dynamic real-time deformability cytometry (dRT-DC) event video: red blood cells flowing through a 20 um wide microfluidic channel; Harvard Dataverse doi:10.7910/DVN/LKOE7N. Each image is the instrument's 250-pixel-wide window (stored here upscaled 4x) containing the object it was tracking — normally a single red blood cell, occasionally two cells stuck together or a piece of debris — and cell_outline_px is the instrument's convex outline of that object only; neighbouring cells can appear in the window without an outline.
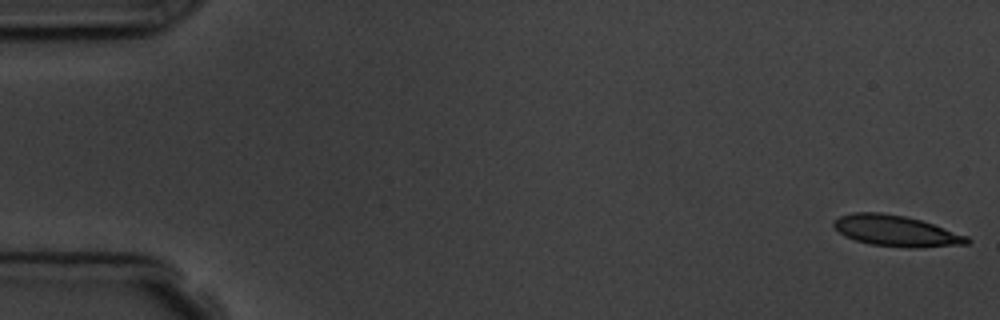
{"species": "common noctule bat (a hibernating species)", "species_latin": "Nyctalus noctula", "temperature_condition": "room temperature", "stored_images_in_passage": 5, "camera_frame_rate_fps": 3000, "um_per_image_px": 0.085, "animal": {"sex": "male", "body_mass_g": 19.5, "forearm_length_mm": 54.6}, "frame": {"image": 1, "passage_image": 1, "time_ms": 0.0, "image_size_px": [1000, 320], "cell_outline_px": [[972, 240], [968, 244], [924, 248], [908, 248], [872, 244], [856, 240], [844, 236], [832, 224], [840, 216], [852, 212], [880, 212], [904, 216], [920, 220], [968, 236]], "centroid_in_image_um": [76.2, 19.63], "position_along_channel_um": 8.8, "area_um2": 23.99}}
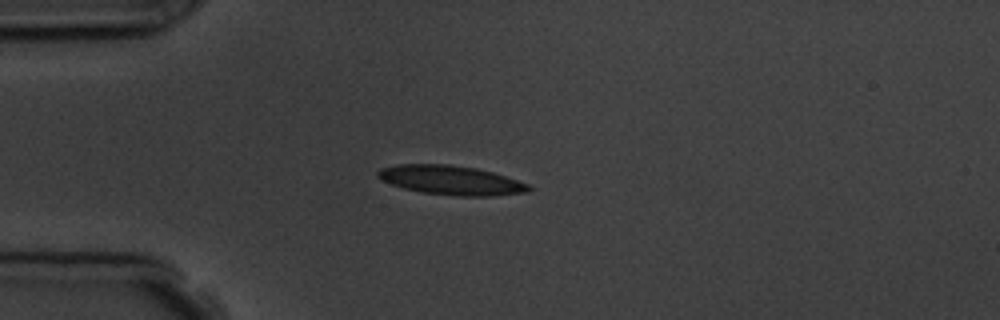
{"frame": {"image": 2, "passage_image": 5, "time_ms": 4.333, "image_size_px": [1000, 320], "cell_outline_px": [[532, 188], [528, 192], [492, 196], [456, 196], [420, 192], [404, 188], [392, 184], [376, 176], [376, 172], [380, 168], [396, 164], [448, 164], [476, 168], [492, 172], [528, 184]], "centroid_in_image_um": [38.31, 15.31], "position_along_channel_um": 46.7, "area_um2": 25.66}}